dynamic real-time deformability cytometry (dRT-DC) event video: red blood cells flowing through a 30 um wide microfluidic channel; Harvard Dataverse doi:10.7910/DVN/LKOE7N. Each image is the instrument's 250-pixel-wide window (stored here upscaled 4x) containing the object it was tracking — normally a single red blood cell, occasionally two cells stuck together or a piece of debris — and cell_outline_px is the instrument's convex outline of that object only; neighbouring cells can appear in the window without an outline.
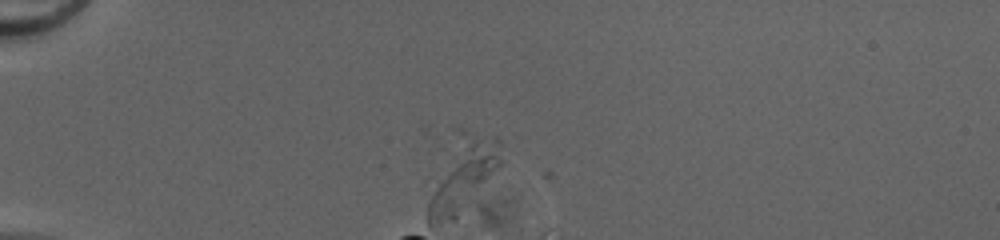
{"species": "common noctule bat (a hibernating species)", "species_latin": "Nyctalus noctula", "temperature_condition": "cold", "stored_images_in_passage": 4, "camera_frame_rate_fps": 3000, "um_per_image_px": 0.085, "animal": {"sex": "female", "body_mass_g": 20.0, "forearm_length_mm": 54.0}, "frame": {"image": 1, "passage_image": 3, "time_ms": 0.667, "image_size_px": [1000, 240], "cell_outline_px": [[504, 160], [456, 216], [452, 220], [432, 224], [428, 224], [428, 204], [436, 188], [472, 140], [496, 136], [500, 140]], "centroid_in_image_um": [39.53, 15.21], "position_along_channel_um": 45.5, "area_um2": 23.81}}